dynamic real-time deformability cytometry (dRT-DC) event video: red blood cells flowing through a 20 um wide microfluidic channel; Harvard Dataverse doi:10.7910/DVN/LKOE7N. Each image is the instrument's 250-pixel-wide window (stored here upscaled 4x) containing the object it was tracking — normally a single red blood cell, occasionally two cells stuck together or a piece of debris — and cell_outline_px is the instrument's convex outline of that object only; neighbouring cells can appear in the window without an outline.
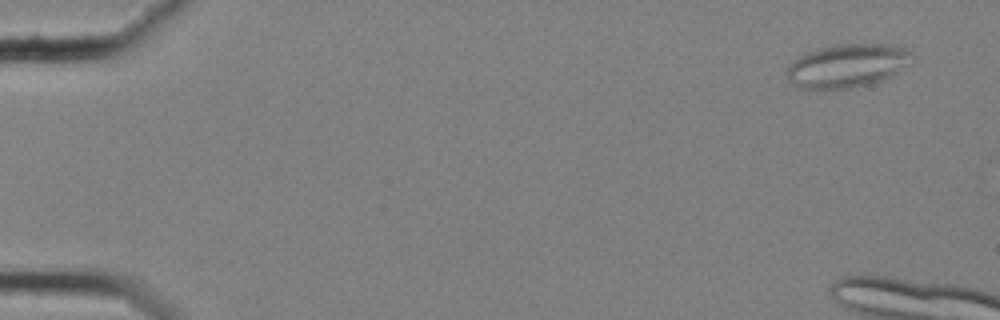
{"species": "common noctule bat (a hibernating species)", "species_latin": "Nyctalus noctula", "temperature_condition": "cold", "stored_images_in_passage": 4, "camera_frame_rate_fps": 3000, "um_per_image_px": 0.085, "animal": {"sex": "female", "body_mass_g": 25.1}, "frame": {"image": 1, "passage_image": 2, "time_ms": 0.333, "image_size_px": [1000, 320], "cell_outline_px": [[916, 60], [912, 64], [880, 80], [868, 84], [852, 88], [800, 88], [792, 84], [788, 80], [784, 72], [788, 64], [796, 56], [820, 48], [836, 44], [892, 44], [904, 48], [912, 52], [916, 56]], "centroid_in_image_um": [72.02, 5.56], "position_along_channel_um": 13.0, "area_um2": 32.08}}